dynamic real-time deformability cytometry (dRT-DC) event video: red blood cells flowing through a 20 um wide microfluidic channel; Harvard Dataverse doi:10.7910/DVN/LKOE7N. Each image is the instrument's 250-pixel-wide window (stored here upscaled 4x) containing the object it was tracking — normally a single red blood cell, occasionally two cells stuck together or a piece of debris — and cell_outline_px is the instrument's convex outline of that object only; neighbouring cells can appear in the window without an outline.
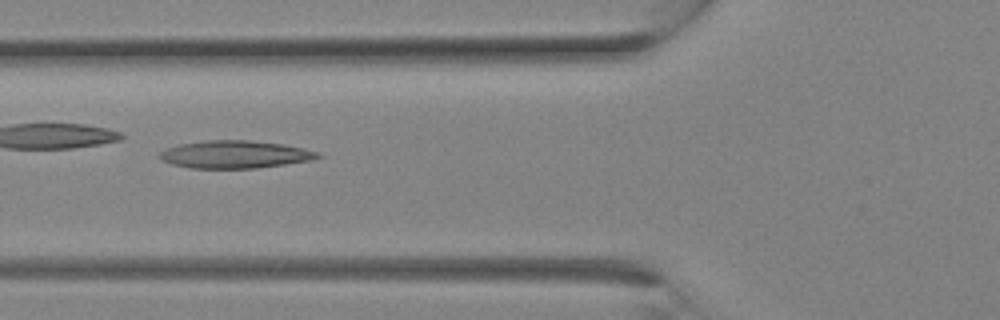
{"species": "Egyptian fruit bat (a non-hibernating species)", "species_latin": "Rousettus aegyptiacus", "temperature_condition": "room temperature", "stored_images_in_passage": 6, "camera_frame_rate_fps": 3000, "um_per_image_px": 0.085, "animal": {"sex": "female"}, "frame": {"image": 1, "passage_image": 3, "time_ms": 0.667, "image_size_px": [1000, 320], "cell_outline_px": [[324, 156], [312, 160], [256, 168], [188, 168], [172, 164], [160, 160], [156, 156], [164, 148], [180, 144], [208, 140], [248, 140], [284, 144], [304, 148], [320, 152]], "centroid_in_image_um": [19.96, 13.12], "position_along_channel_um": 105.8, "area_um2": 25.72}}
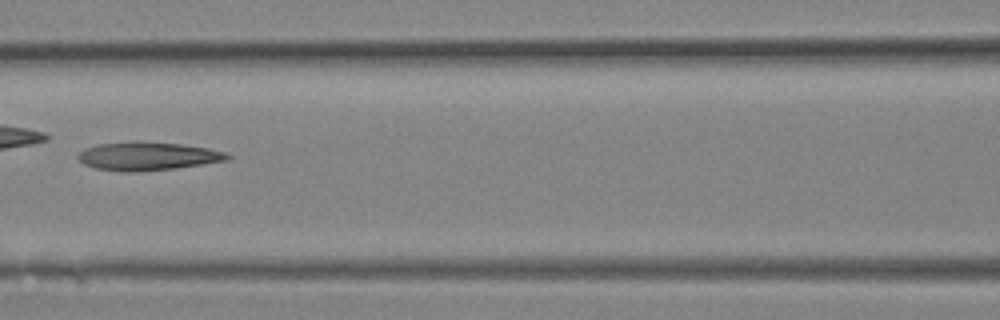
{"frame": {"image": 2, "passage_image": 5, "time_ms": 1.333, "image_size_px": [1000, 320], "cell_outline_px": [[232, 156], [228, 160], [176, 168], [132, 172], [124, 172], [96, 168], [84, 164], [76, 156], [84, 148], [100, 144], [180, 144], [208, 148], [224, 152]], "centroid_in_image_um": [12.57, 13.32], "position_along_channel_um": 154.0, "area_um2": 23.52}}